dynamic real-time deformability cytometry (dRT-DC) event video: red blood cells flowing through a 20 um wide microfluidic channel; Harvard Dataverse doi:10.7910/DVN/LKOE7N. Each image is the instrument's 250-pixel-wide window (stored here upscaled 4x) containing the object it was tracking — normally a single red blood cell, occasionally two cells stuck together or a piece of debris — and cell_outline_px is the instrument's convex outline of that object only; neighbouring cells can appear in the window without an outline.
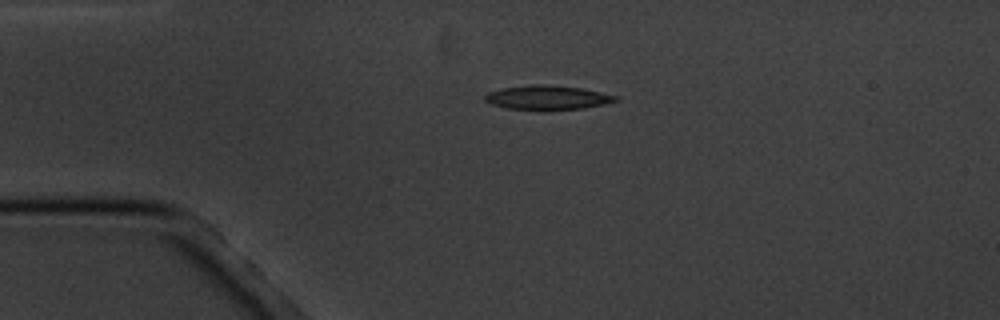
{"species": "common noctule bat (a hibernating species)", "species_latin": "Nyctalus noctula", "temperature_condition": "cold", "stored_images_in_passage": 3, "camera_frame_rate_fps": 3000, "um_per_image_px": 0.085, "animal": {"sex": "male", "body_mass_g": 20.1, "forearm_length_mm": 53.5}, "frame": {"image": 1, "passage_image": 1, "time_ms": 0.0, "image_size_px": [1000, 320], "cell_outline_px": [[620, 100], [604, 104], [584, 108], [544, 112], [508, 108], [492, 104], [484, 100], [484, 96], [488, 92], [500, 88], [536, 84], [548, 84], [580, 88], [616, 96]], "centroid_in_image_um": [46.5, 8.32], "position_along_channel_um": 38.5, "area_um2": 18.84}}
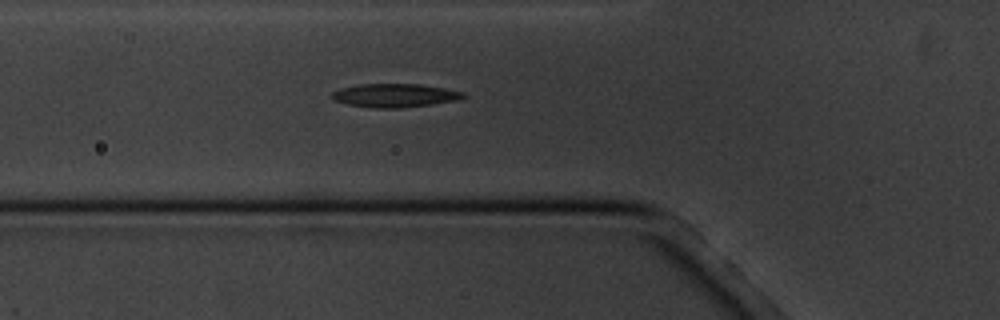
{"frame": {"image": 2, "passage_image": 3, "time_ms": 2.333, "image_size_px": [1000, 320], "cell_outline_px": [[468, 96], [456, 100], [432, 104], [400, 108], [376, 108], [348, 104], [336, 100], [332, 96], [332, 92], [340, 88], [360, 84], [420, 84], [444, 88], [464, 92]], "centroid_in_image_um": [33.59, 8.1], "position_along_channel_um": 92.2, "area_um2": 17.86}}